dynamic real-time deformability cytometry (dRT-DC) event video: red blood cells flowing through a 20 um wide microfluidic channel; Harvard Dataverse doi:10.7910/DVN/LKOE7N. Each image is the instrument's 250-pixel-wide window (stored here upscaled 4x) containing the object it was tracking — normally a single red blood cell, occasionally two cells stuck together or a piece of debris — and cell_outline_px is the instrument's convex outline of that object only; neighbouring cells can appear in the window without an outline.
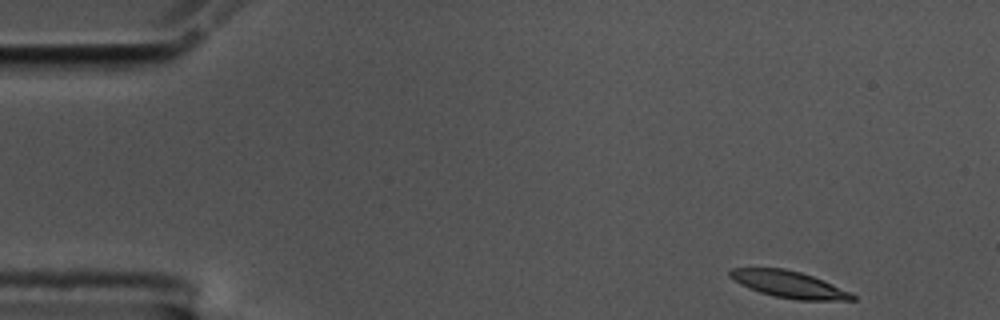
{"species": "common noctule bat (a hibernating species)", "species_latin": "Nyctalus noctula", "temperature_condition": "cold", "stored_images_in_passage": 16, "camera_frame_rate_fps": 3000, "um_per_image_px": 0.085, "animal": {"sex": "male", "body_mass_g": 17.5, "forearm_length_mm": 52.3}, "frame": {"image": 1, "passage_image": 1, "time_ms": 0.0, "image_size_px": [1000, 320], "cell_outline_px": [[856, 300], [796, 300], [772, 296], [760, 292], [740, 284], [728, 276], [728, 268], [784, 268], [800, 272], [812, 276], [848, 292], [856, 296]], "centroid_in_image_um": [66.98, 24.17], "position_along_channel_um": 18.0, "area_um2": 18.84}}
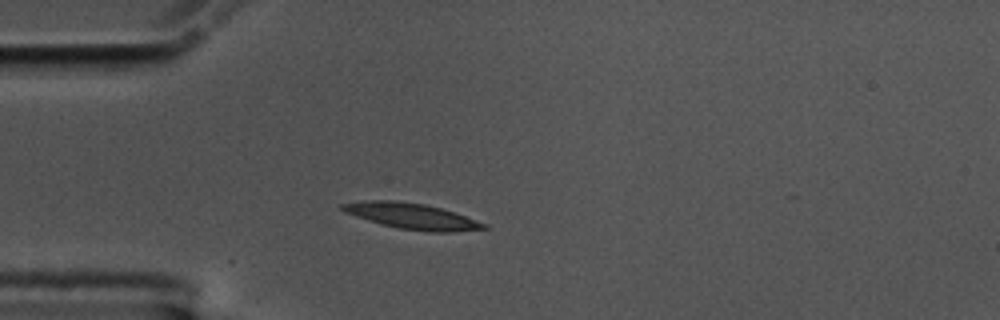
{"frame": {"image": 2, "passage_image": 11, "time_ms": 3.333, "image_size_px": [1000, 320], "cell_outline_px": [[488, 228], [456, 232], [432, 232], [400, 228], [380, 224], [344, 212], [340, 208], [340, 204], [368, 200], [396, 200], [424, 204], [440, 208], [488, 224]], "centroid_in_image_um": [35.0, 18.37], "position_along_channel_um": 50.0, "area_um2": 21.1}}